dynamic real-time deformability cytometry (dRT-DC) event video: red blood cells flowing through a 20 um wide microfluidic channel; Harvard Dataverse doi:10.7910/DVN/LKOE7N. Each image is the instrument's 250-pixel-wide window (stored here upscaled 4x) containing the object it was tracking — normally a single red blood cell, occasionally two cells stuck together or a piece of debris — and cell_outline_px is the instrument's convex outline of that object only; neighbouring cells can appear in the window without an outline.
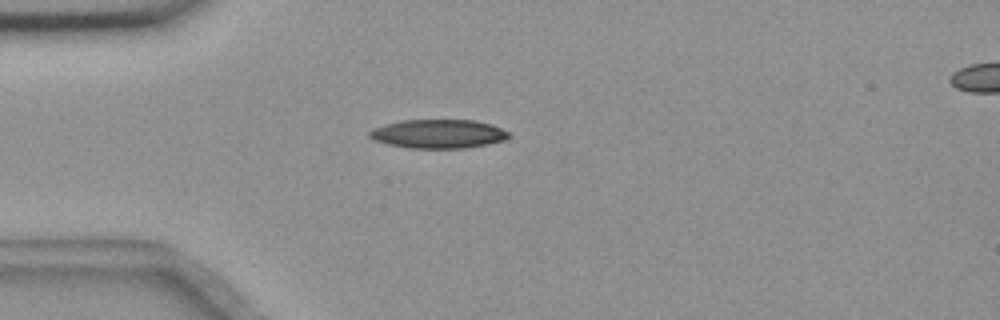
{"species": "common noctule bat (a hibernating species)", "species_latin": "Nyctalus noctula", "temperature_condition": "room temperature", "stored_images_in_passage": 42, "camera_frame_rate_fps": 3000, "um_per_image_px": 0.085, "animal": {"sex": "female", "body_mass_g": 18.4}, "frame": {"image": 1, "passage_image": 1, "time_ms": 0.0, "image_size_px": [1000, 320], "cell_outline_px": [[512, 136], [508, 140], [488, 144], [464, 148], [408, 148], [388, 144], [372, 140], [368, 136], [368, 132], [372, 128], [384, 124], [404, 120], [472, 120], [492, 124], [508, 132]], "centroid_in_image_um": [37.25, 11.38], "position_along_channel_um": 47.7, "area_um2": 23.64}}
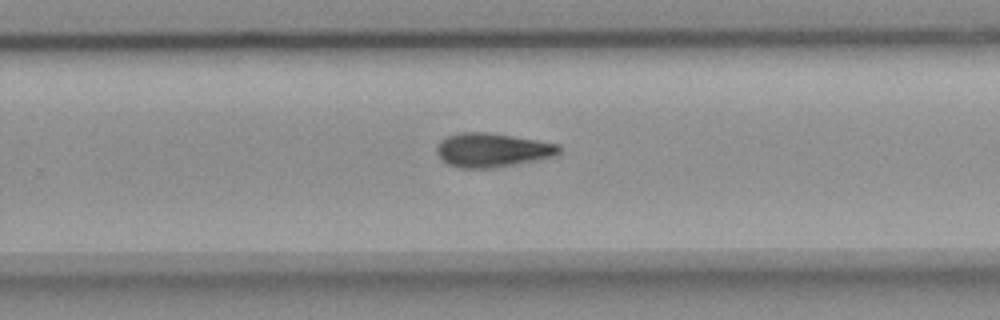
{"frame": {"image": 2, "passage_image": 22, "time_ms": 7.0, "image_size_px": [1000, 320], "cell_outline_px": [[560, 152], [556, 156], [492, 168], [460, 168], [448, 164], [436, 152], [436, 148], [440, 140], [448, 136], [460, 132], [488, 132], [560, 144]], "centroid_in_image_um": [41.84, 12.75], "position_along_channel_um": 288.0, "area_um2": 24.04}}
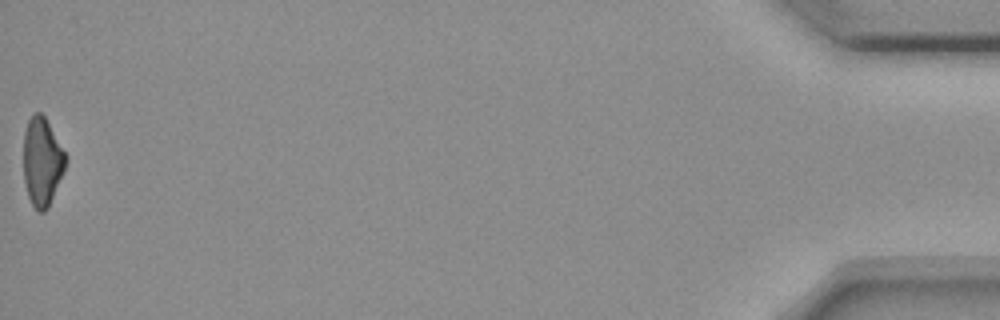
{"frame": {"image": 3, "passage_image": 42, "time_ms": 13.667, "image_size_px": [1000, 320], "cell_outline_px": [[68, 156], [64, 172], [48, 208], [44, 212], [40, 212], [32, 204], [28, 196], [24, 180], [24, 132], [28, 120], [36, 112], [40, 112], [44, 116]], "centroid_in_image_um": [3.6, 13.75], "position_along_channel_um": 431.6, "area_um2": 21.68}}